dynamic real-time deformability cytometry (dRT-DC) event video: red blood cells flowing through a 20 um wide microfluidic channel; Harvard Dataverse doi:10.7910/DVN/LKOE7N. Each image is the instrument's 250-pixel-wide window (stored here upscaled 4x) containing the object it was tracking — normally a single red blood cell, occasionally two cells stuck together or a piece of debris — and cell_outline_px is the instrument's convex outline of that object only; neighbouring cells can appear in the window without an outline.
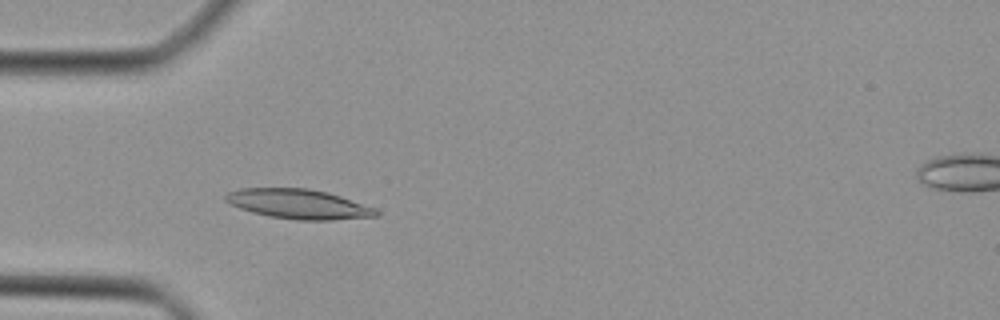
{"species": "Egyptian fruit bat (a non-hibernating species)", "species_latin": "Rousettus aegyptiacus", "temperature_condition": "cold", "stored_images_in_passage": 14, "camera_frame_rate_fps": 3000, "um_per_image_px": 0.085, "animal": {"sex": "female"}, "frame": {"image": 1, "passage_image": 3, "time_ms": 0.667, "image_size_px": [1000, 320], "cell_outline_px": [[380, 216], [332, 220], [296, 220], [272, 216], [252, 212], [240, 208], [224, 200], [224, 196], [228, 192], [240, 188], [308, 188], [328, 192], [376, 208], [380, 212]], "centroid_in_image_um": [25.41, 17.34], "position_along_channel_um": 59.6, "area_um2": 26.01}}
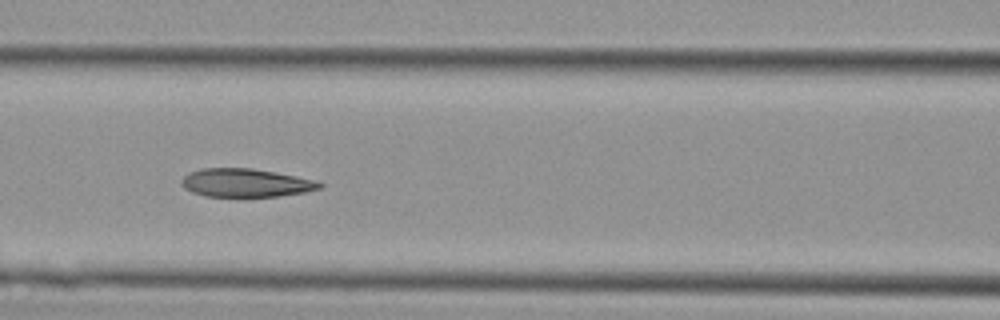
{"frame": {"image": 2, "passage_image": 9, "time_ms": 2.667, "image_size_px": [1000, 320], "cell_outline_px": [[324, 184], [320, 188], [304, 192], [276, 196], [204, 196], [192, 192], [184, 188], [180, 184], [180, 180], [184, 176], [200, 168], [252, 168], [276, 172], [316, 180]], "centroid_in_image_um": [20.86, 15.53], "position_along_channel_um": 145.7, "area_um2": 22.72}}
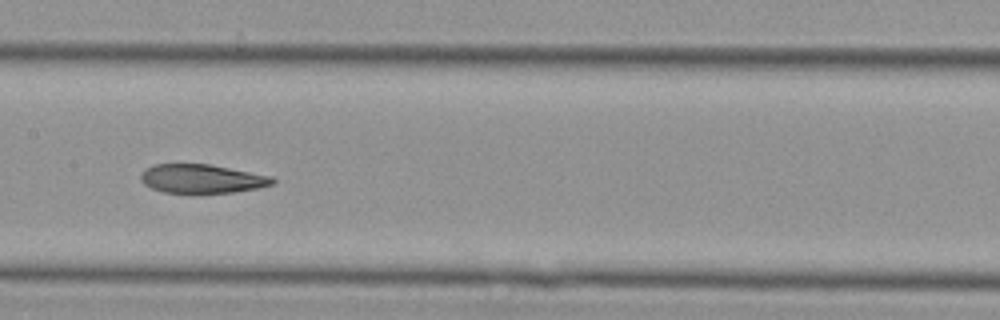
{"frame": {"image": 3, "passage_image": 12, "time_ms": 3.667, "image_size_px": [1000, 320], "cell_outline_px": [[276, 180], [272, 184], [256, 188], [232, 192], [200, 196], [164, 192], [152, 188], [144, 184], [140, 180], [140, 176], [152, 164], [208, 164], [272, 176]], "centroid_in_image_um": [17.14, 15.23], "position_along_channel_um": 190.3, "area_um2": 22.66}}